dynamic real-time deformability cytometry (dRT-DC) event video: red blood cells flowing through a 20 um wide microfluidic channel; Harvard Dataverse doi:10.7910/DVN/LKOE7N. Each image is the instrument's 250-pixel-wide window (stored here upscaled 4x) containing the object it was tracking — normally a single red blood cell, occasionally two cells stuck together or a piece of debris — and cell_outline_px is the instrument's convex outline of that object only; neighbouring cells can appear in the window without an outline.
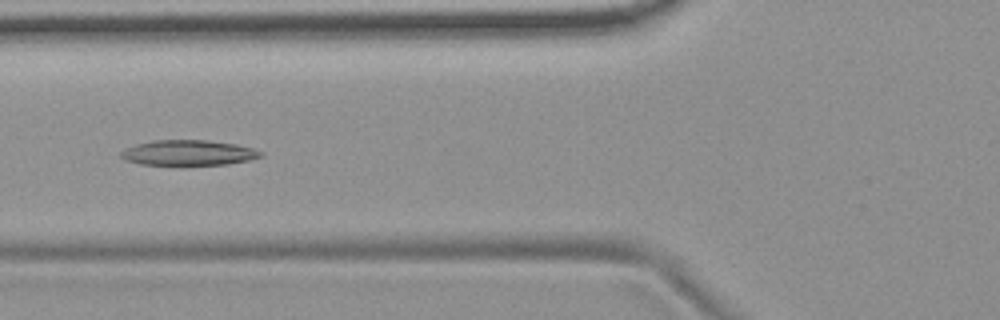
{"species": "common noctule bat (a hibernating species)", "species_latin": "Nyctalus noctula", "temperature_condition": "room temperature", "stored_images_in_passage": 39, "camera_frame_rate_fps": 3000, "um_per_image_px": 0.085, "animal": {"sex": "female", "body_mass_g": 19.9}, "frame": {"image": 1, "passage_image": 6, "time_ms": 1.667, "image_size_px": [1000, 320], "cell_outline_px": [[264, 156], [248, 160], [228, 164], [140, 164], [124, 160], [120, 156], [120, 152], [124, 148], [136, 144], [152, 140], [208, 140], [236, 144], [252, 148], [264, 152]], "centroid_in_image_um": [16.0, 12.97], "position_along_channel_um": 109.8, "area_um2": 20.58}}
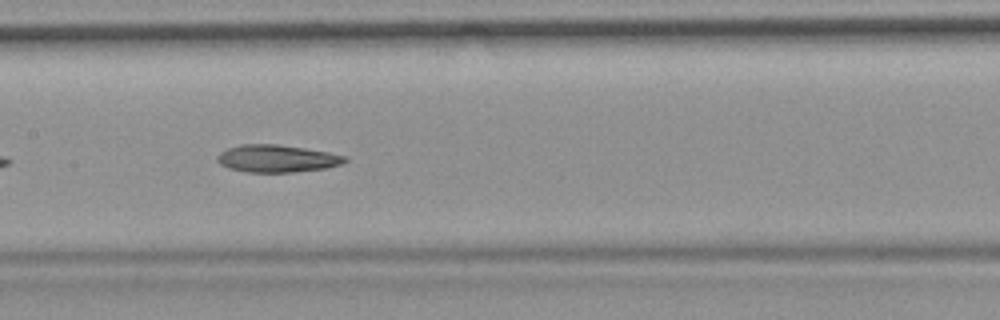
{"frame": {"image": 2, "passage_image": 12, "time_ms": 3.667, "image_size_px": [1000, 320], "cell_outline_px": [[348, 160], [340, 164], [324, 168], [292, 172], [248, 172], [228, 168], [220, 164], [216, 160], [216, 156], [220, 152], [228, 148], [240, 144], [276, 144], [304, 148], [328, 152], [348, 156]], "centroid_in_image_um": [23.51, 13.47], "position_along_channel_um": 183.9, "area_um2": 20.35}}